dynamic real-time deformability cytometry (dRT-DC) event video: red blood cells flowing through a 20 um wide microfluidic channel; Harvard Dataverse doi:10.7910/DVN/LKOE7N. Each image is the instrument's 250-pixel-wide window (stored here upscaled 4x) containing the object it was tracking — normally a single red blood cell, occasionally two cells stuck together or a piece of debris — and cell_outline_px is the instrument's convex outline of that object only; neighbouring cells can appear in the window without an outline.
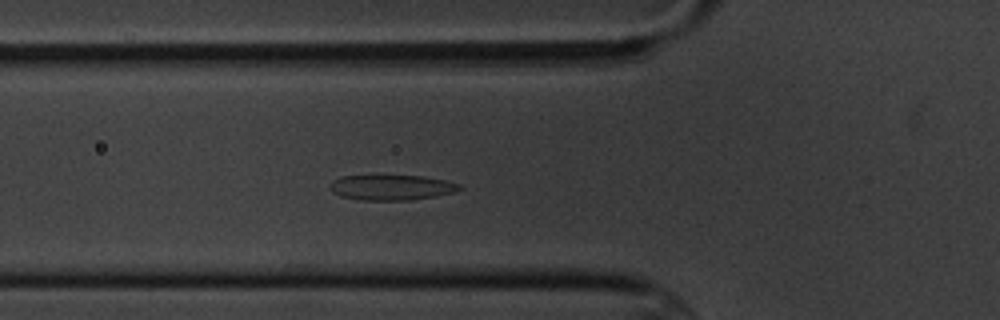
{"species": "common noctule bat (a hibernating species)", "species_latin": "Nyctalus noctula", "temperature_condition": "cold", "stored_images_in_passage": 5, "camera_frame_rate_fps": 3000, "um_per_image_px": 0.085, "animal": {"sex": "male", "body_mass_g": 20.1, "forearm_length_mm": 53.5}, "frame": {"image": 1, "passage_image": 5, "time_ms": 4.333, "image_size_px": [1000, 320], "cell_outline_px": [[464, 188], [456, 192], [436, 196], [408, 200], [360, 200], [340, 196], [332, 192], [328, 188], [328, 184], [332, 180], [340, 176], [424, 176], [444, 180], [460, 184]], "centroid_in_image_um": [33.26, 15.94], "position_along_channel_um": 92.5, "area_um2": 19.25}}